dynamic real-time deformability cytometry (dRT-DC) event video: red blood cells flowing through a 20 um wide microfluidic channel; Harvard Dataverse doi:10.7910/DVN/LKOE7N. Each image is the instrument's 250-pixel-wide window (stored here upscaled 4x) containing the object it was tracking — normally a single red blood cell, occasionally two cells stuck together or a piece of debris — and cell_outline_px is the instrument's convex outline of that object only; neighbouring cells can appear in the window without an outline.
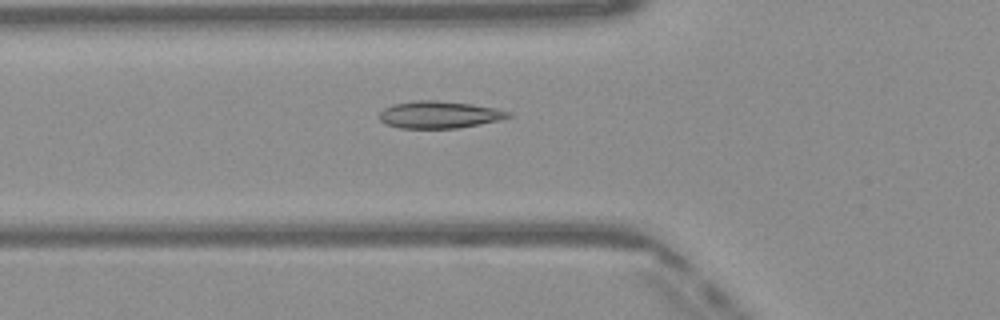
{"species": "Egyptian fruit bat (a non-hibernating species)", "species_latin": "Rousettus aegyptiacus", "temperature_condition": "warm", "stored_images_in_passage": 36, "camera_frame_rate_fps": 3000, "um_per_image_px": 0.085, "frame": {"image": 1, "passage_image": 5, "time_ms": 1.333, "image_size_px": [1000, 320], "cell_outline_px": [[512, 116], [500, 120], [480, 124], [456, 128], [400, 128], [384, 124], [380, 120], [380, 112], [384, 108], [392, 104], [416, 100], [436, 100], [472, 104], [512, 112]], "centroid_in_image_um": [37.31, 9.75], "position_along_channel_um": 88.5, "area_um2": 20.4}}
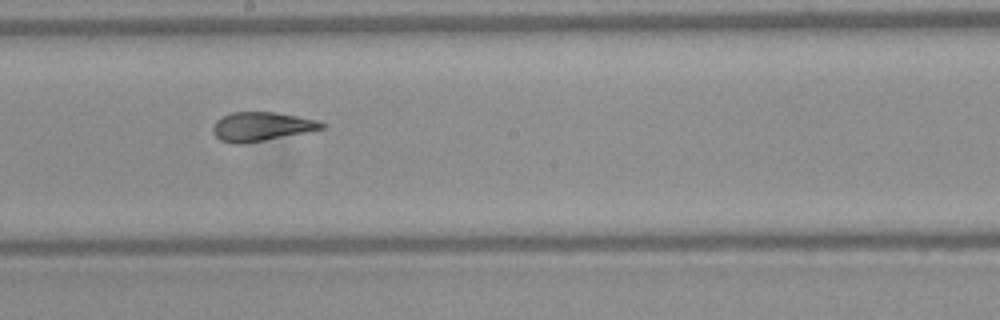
{"frame": {"image": 2, "passage_image": 15, "time_ms": 4.667, "image_size_px": [1000, 320], "cell_outline_px": [[328, 124], [324, 128], [264, 140], [240, 144], [232, 144], [220, 140], [212, 132], [212, 124], [216, 120], [232, 112], [276, 112], [316, 120]], "centroid_in_image_um": [22.18, 10.75], "position_along_channel_um": 226.0, "area_um2": 18.21}}
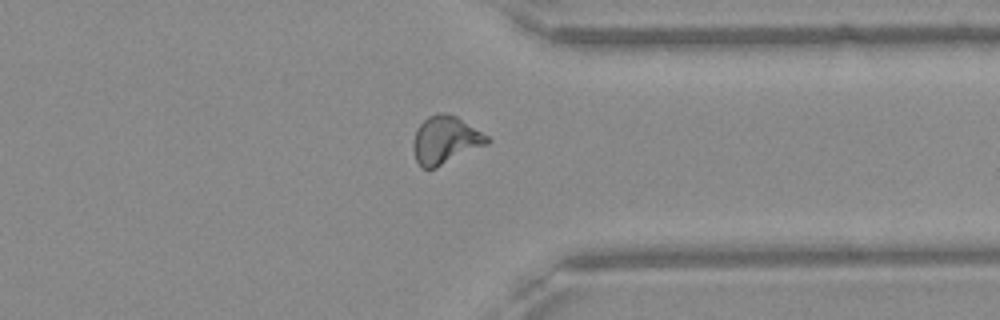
{"frame": {"image": 3, "passage_image": 26, "time_ms": 8.333, "image_size_px": [1000, 320], "cell_outline_px": [[492, 140], [488, 144], [436, 168], [420, 168], [416, 160], [412, 148], [412, 144], [416, 128], [428, 116], [440, 112], [444, 112], [456, 116], [488, 136]], "centroid_in_image_um": [37.84, 11.91], "position_along_channel_um": 373.6, "area_um2": 20.69}, "authors_computed_cell_mechanics": {"area_um2": 19.2185, "velocity_mm_per_s": 4.0992, "shape_relaxation_time_tau1_ms": 10.6323, "shape_relaxation_time_tau2_ms": 1.4043, "deformation_change_tau1": 0.2886, "deformation_change_tau2": 0.0726}}